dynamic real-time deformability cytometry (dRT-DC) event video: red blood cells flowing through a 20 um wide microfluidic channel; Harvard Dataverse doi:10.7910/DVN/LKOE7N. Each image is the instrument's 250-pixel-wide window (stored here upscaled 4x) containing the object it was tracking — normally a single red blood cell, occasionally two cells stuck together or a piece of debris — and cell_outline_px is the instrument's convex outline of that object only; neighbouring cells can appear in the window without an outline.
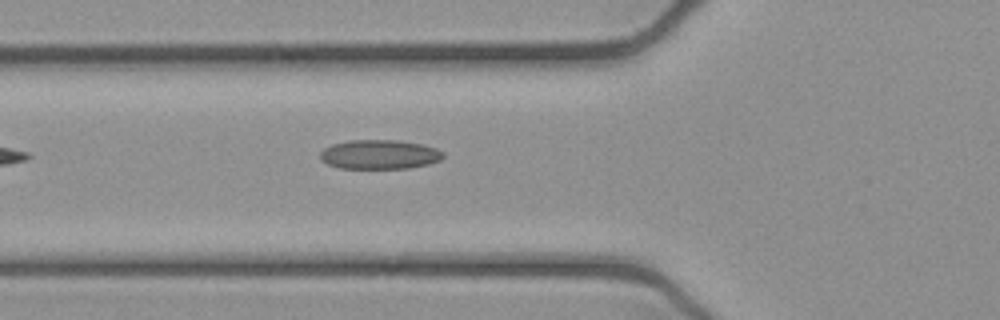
{"species": "common noctule bat (a hibernating species)", "species_latin": "Nyctalus noctula", "temperature_condition": "cold", "stored_images_in_passage": 23, "camera_frame_rate_fps": 3000, "um_per_image_px": 0.085, "animal": {"sex": "female", "body_mass_g": 21.9}, "frame": {"image": 1, "passage_image": 4, "time_ms": 1.0, "image_size_px": [1000, 320], "cell_outline_px": [[444, 156], [440, 160], [428, 164], [408, 168], [340, 168], [328, 164], [320, 160], [320, 152], [324, 148], [332, 144], [348, 140], [396, 140], [420, 144], [436, 148], [444, 152]], "centroid_in_image_um": [32.24, 13.12], "position_along_channel_um": 93.6, "area_um2": 20.98}}
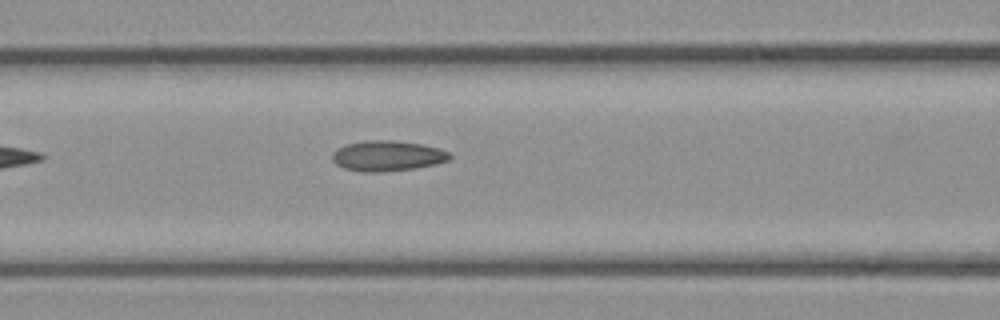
{"frame": {"image": 2, "passage_image": 7, "time_ms": 2.0, "image_size_px": [1000, 320], "cell_outline_px": [[452, 156], [448, 160], [436, 164], [416, 168], [380, 172], [360, 172], [344, 168], [336, 164], [332, 160], [332, 152], [336, 148], [344, 144], [364, 140], [392, 140], [420, 144], [440, 148], [448, 152]], "centroid_in_image_um": [32.89, 13.24], "position_along_channel_um": 133.7, "area_um2": 21.04}}
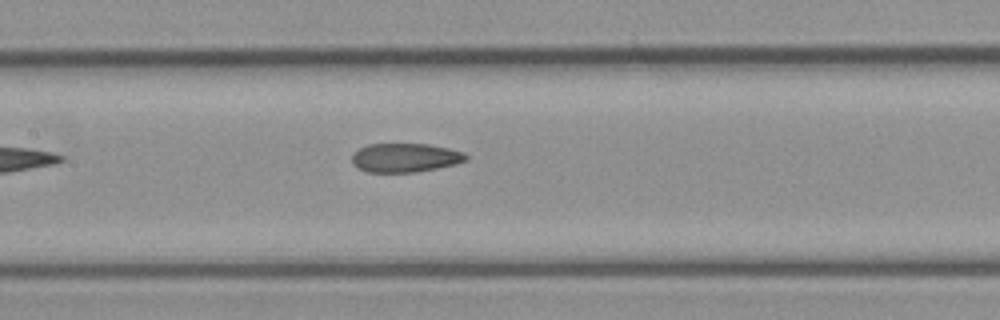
{"frame": {"image": 3, "passage_image": 10, "time_ms": 3.0, "image_size_px": [1000, 320], "cell_outline_px": [[468, 160], [456, 164], [416, 172], [368, 172], [352, 164], [352, 156], [360, 148], [368, 144], [428, 144], [448, 148], [464, 152], [468, 156]], "centroid_in_image_um": [34.47, 13.4], "position_along_channel_um": 172.9, "area_um2": 19.13}}